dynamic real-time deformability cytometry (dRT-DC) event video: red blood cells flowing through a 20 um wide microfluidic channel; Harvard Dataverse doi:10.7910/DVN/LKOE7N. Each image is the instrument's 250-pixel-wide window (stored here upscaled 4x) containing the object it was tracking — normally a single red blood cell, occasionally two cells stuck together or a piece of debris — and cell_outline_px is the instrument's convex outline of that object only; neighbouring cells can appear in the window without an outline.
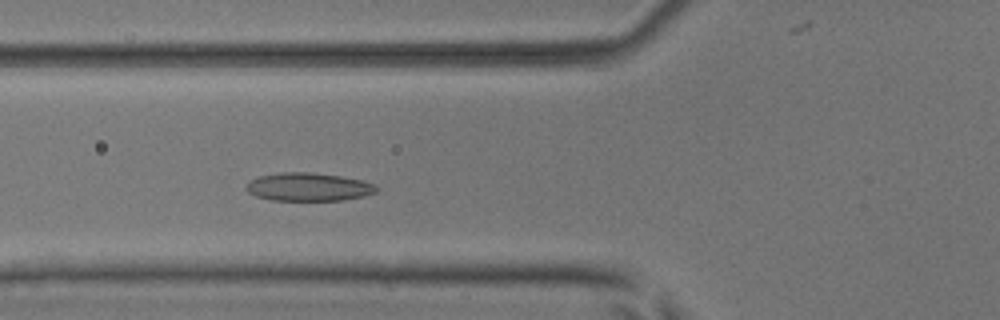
{"species": "common noctule bat (a hibernating species)", "species_latin": "Nyctalus noctula", "temperature_condition": "room temperature", "stored_images_in_passage": 41, "camera_frame_rate_fps": 3000, "um_per_image_px": 0.085, "animal": {"sex": "male", "body_mass_g": 17.9, "forearm_length_mm": 54.2}, "frame": {"image": 1, "passage_image": 11, "time_ms": 3.333, "image_size_px": [1000, 320], "cell_outline_px": [[380, 188], [376, 192], [364, 196], [344, 200], [272, 200], [256, 196], [248, 192], [244, 188], [244, 184], [260, 176], [280, 172], [308, 172], [340, 176], [364, 180], [376, 184]], "centroid_in_image_um": [26.25, 15.89], "position_along_channel_um": 99.6, "area_um2": 21.56}}
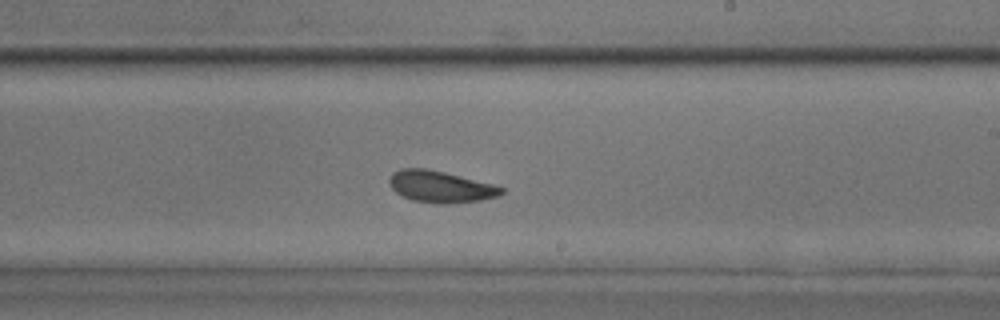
{"frame": {"image": 2, "passage_image": 23, "time_ms": 7.333, "image_size_px": [1000, 320], "cell_outline_px": [[504, 192], [500, 196], [480, 200], [448, 204], [440, 204], [412, 200], [396, 192], [392, 188], [388, 180], [392, 172], [400, 168], [424, 168], [444, 172], [492, 184], [504, 188]], "centroid_in_image_um": [37.43, 15.87], "position_along_channel_um": 251.6, "area_um2": 20.58}}
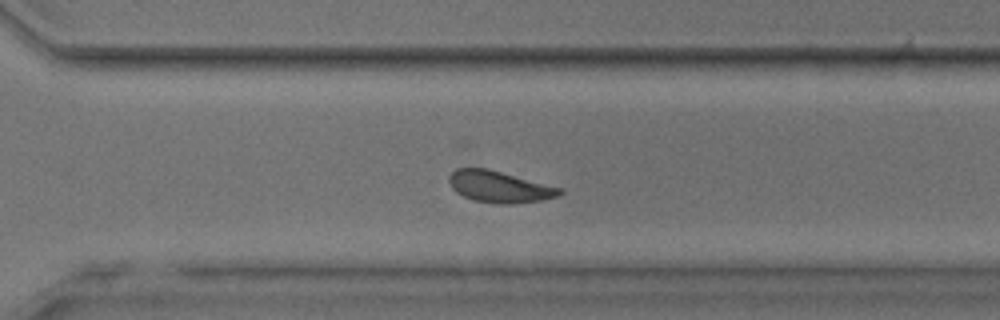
{"frame": {"image": 3, "passage_image": 29, "time_ms": 9.333, "image_size_px": [1000, 320], "cell_outline_px": [[564, 192], [560, 196], [540, 200], [512, 204], [496, 204], [472, 200], [456, 192], [452, 188], [448, 180], [448, 176], [456, 168], [488, 168], [564, 188]], "centroid_in_image_um": [42.48, 15.87], "position_along_channel_um": 328.1, "area_um2": 20.63}, "authors_computed_cell_mechanics": {"area_um2": 20.3456, "velocity_mm_per_s": 3.8113, "shape_relaxation_time_tau1_ms": 3.8234, "shape_relaxation_time_tau2_ms": 2.2022, "deformation_change_tau1": 0.0864, "deformation_change_tau2": 0.0972}}